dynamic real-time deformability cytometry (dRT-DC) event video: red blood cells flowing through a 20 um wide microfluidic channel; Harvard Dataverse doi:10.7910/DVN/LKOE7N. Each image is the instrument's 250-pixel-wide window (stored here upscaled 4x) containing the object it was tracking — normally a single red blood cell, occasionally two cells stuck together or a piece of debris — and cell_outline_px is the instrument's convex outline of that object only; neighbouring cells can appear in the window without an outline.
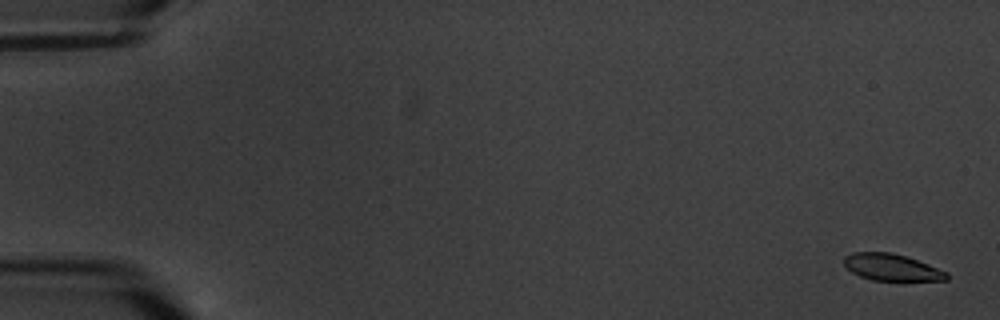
{"species": "common noctule bat (a hibernating species)", "species_latin": "Nyctalus noctula", "temperature_condition": "warm", "stored_images_in_passage": 7, "camera_frame_rate_fps": 3000, "um_per_image_px": 0.085, "animal": {"sex": "male", "body_mass_g": 20.1, "forearm_length_mm": 53.5}, "frame": {"image": 1, "passage_image": 1, "time_ms": 0.0, "image_size_px": [1000, 320], "cell_outline_px": [[948, 280], [872, 280], [860, 276], [852, 272], [844, 264], [844, 256], [852, 252], [892, 252], [928, 264], [948, 272]], "centroid_in_image_um": [75.78, 22.71], "position_along_channel_um": 9.2, "area_um2": 15.84}}